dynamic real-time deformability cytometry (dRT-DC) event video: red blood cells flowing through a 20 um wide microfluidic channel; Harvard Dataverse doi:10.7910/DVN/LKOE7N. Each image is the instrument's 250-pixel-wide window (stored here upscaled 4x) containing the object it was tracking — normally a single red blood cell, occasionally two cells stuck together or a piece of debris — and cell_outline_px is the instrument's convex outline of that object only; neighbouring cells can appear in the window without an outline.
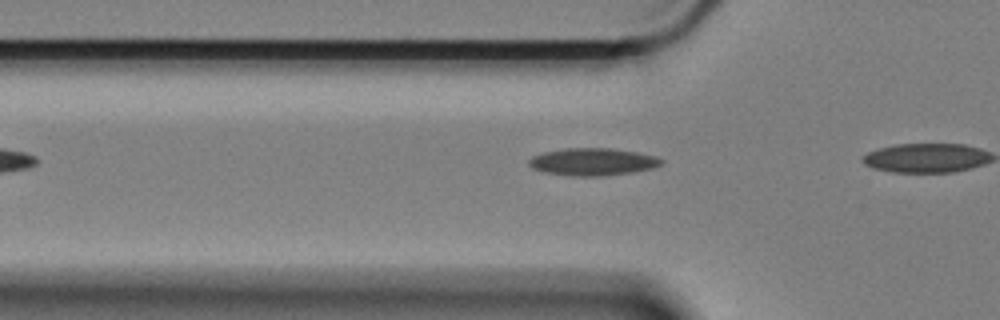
{"species": "Egyptian fruit bat (a non-hibernating species)", "species_latin": "Rousettus aegyptiacus", "temperature_condition": "cold", "stored_images_in_passage": 5, "camera_frame_rate_fps": 3000, "um_per_image_px": 0.085, "animal": {"sex": "female"}, "frame": {"image": 1, "passage_image": 2, "time_ms": 0.333, "image_size_px": [1000, 320], "cell_outline_px": [[664, 164], [652, 168], [632, 172], [604, 176], [572, 176], [544, 172], [532, 168], [528, 164], [528, 160], [532, 156], [544, 152], [564, 148], [612, 148], [636, 152], [656, 156], [664, 160]], "centroid_in_image_um": [50.39, 13.75], "position_along_channel_um": 75.4, "area_um2": 21.27}}